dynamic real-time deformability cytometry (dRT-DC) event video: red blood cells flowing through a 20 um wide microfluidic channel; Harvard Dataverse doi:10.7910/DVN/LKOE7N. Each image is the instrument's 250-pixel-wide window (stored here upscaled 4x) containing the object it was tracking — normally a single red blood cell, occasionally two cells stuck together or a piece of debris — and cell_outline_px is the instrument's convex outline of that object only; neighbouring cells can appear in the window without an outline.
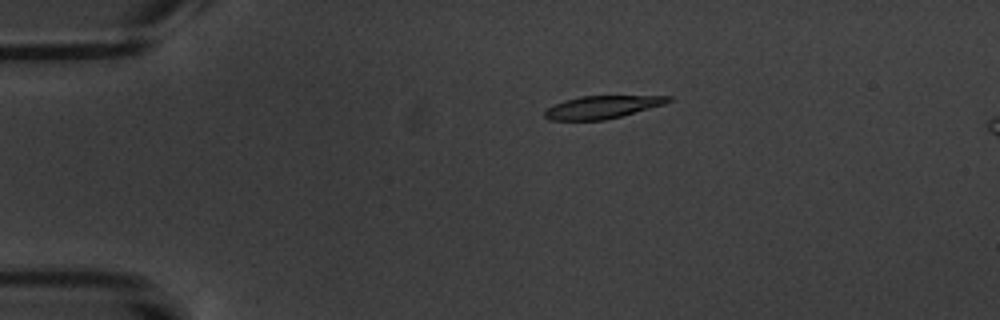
{"species": "common noctule bat (a hibernating species)", "species_latin": "Nyctalus noctula", "temperature_condition": "warm", "stored_images_in_passage": 10, "camera_frame_rate_fps": 3000, "um_per_image_px": 0.085, "animal": {"sex": "male", "body_mass_g": 20.1, "forearm_length_mm": 53.5}, "frame": {"image": 1, "passage_image": 1, "time_ms": 0.0, "image_size_px": [1000, 320], "cell_outline_px": [[672, 100], [664, 104], [620, 116], [604, 120], [548, 120], [544, 116], [544, 112], [548, 108], [564, 100], [580, 96], [672, 96]], "centroid_in_image_um": [51.16, 9.1], "position_along_channel_um": 33.8, "area_um2": 16.13}}
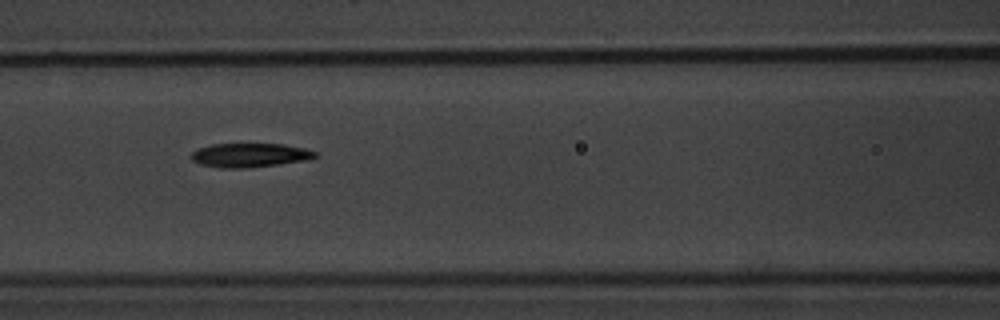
{"frame": {"image": 2, "passage_image": 5, "time_ms": 4.667, "image_size_px": [1000, 320], "cell_outline_px": [[320, 156], [308, 160], [280, 164], [244, 168], [220, 168], [200, 164], [192, 160], [192, 152], [200, 148], [212, 144], [284, 144], [304, 148], [316, 152]], "centroid_in_image_um": [21.28, 13.19], "position_along_channel_um": 145.3, "area_um2": 17.34}}